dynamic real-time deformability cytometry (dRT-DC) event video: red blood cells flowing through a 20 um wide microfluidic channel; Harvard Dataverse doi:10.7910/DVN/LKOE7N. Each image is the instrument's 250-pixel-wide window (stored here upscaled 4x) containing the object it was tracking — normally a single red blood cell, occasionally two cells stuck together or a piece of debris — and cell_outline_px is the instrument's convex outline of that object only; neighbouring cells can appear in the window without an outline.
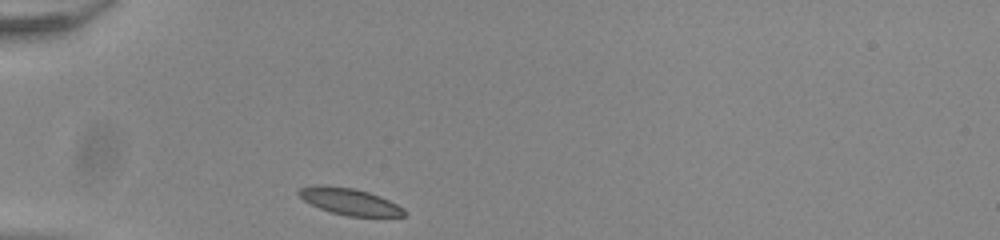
{"species": "common noctule bat (a hibernating species)", "species_latin": "Nyctalus noctula", "temperature_condition": "room temperature", "stored_images_in_passage": 29, "camera_frame_rate_fps": 3000, "um_per_image_px": 0.085, "animal": {"sex": "male", "body_mass_g": 20.0, "forearm_length_mm": 53.3}, "frame": {"image": 1, "passage_image": 1, "time_ms": 0.0, "image_size_px": [1000, 240], "cell_outline_px": [[404, 216], [348, 216], [332, 212], [320, 208], [304, 200], [296, 192], [300, 188], [352, 188], [368, 192], [380, 196], [404, 208]], "centroid_in_image_um": [29.8, 17.18], "position_along_channel_um": 55.2, "area_um2": 15.32}}
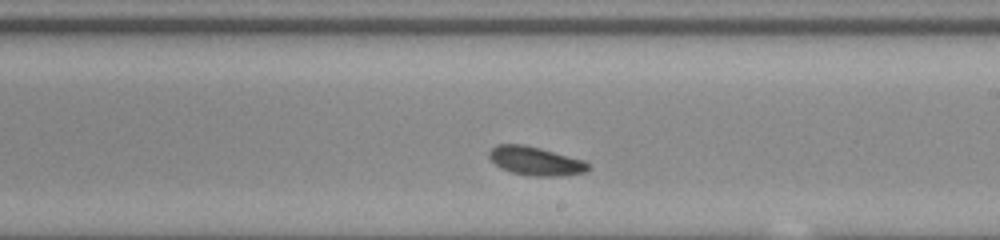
{"frame": {"image": 2, "passage_image": 17, "time_ms": 5.333, "image_size_px": [1000, 240], "cell_outline_px": [[592, 168], [584, 172], [560, 176], [532, 176], [512, 172], [500, 168], [488, 156], [488, 152], [496, 144], [524, 144], [540, 148], [584, 160], [592, 164]], "centroid_in_image_um": [45.54, 13.68], "position_along_channel_um": 243.5, "area_um2": 16.65}}
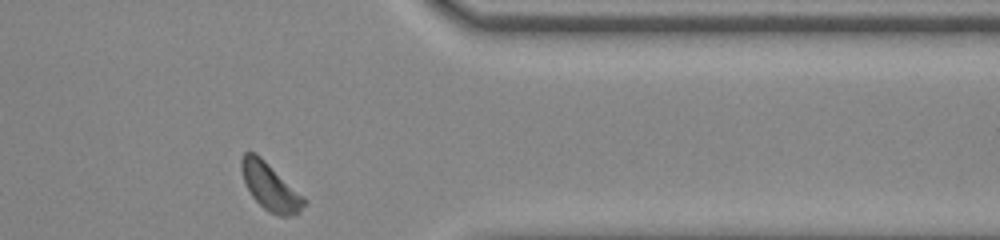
{"frame": {"image": 3, "passage_image": 29, "time_ms": 9.333, "image_size_px": [1000, 240], "cell_outline_px": [[308, 204], [300, 212], [292, 216], [280, 216], [264, 208], [252, 196], [244, 180], [240, 168], [240, 160], [244, 152], [252, 152], [260, 156], [304, 196], [308, 200]], "centroid_in_image_um": [23.01, 15.88], "position_along_channel_um": 388.4, "area_um2": 17.17}, "authors_computed_cell_mechanics": {"area_um2": 16.6464, "velocity_mm_per_s": 3.8413, "shape_relaxation_time_tau1_ms": 1.1465, "shape_relaxation_time_tau2_ms": 2.6313, "deformation_change_tau1": 0.0639, "deformation_change_tau2": 0.0606}}